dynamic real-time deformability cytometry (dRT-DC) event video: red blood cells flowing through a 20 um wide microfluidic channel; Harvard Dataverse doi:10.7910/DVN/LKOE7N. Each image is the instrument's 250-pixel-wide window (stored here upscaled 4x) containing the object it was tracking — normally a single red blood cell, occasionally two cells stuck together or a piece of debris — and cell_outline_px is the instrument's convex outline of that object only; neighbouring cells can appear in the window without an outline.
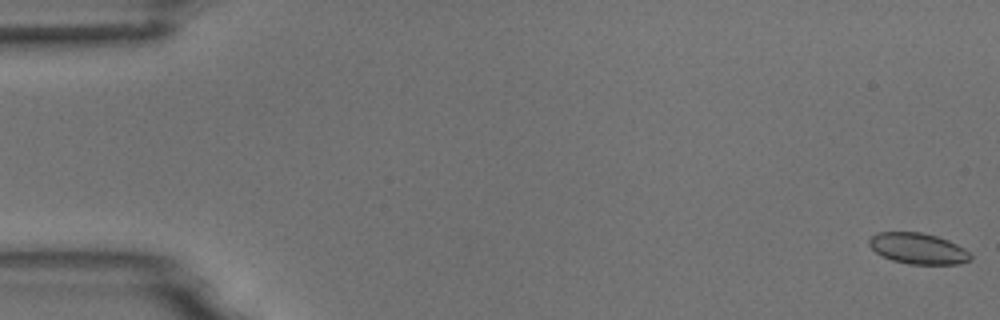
{"species": "common noctule bat (a hibernating species)", "species_latin": "Nyctalus noctula", "temperature_condition": "room temperature", "stored_images_in_passage": 38, "camera_frame_rate_fps": 3000, "um_per_image_px": 0.085, "animal": {"sex": "male", "body_mass_g": 18.8}, "frame": {"image": 1, "passage_image": 1, "time_ms": 0.0, "image_size_px": [1000, 320], "cell_outline_px": [[972, 260], [960, 264], [908, 264], [892, 260], [880, 256], [868, 244], [868, 240], [876, 232], [920, 232], [936, 236], [948, 240], [964, 248], [972, 256]], "centroid_in_image_um": [78.02, 21.13], "position_along_channel_um": 7.0, "area_um2": 18.38}}
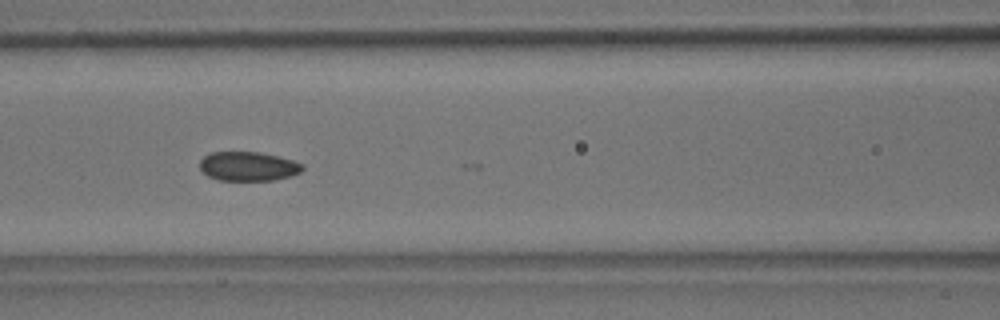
{"frame": {"image": 2, "passage_image": 24, "time_ms": 7.667, "image_size_px": [1000, 320], "cell_outline_px": [[304, 168], [300, 172], [292, 176], [272, 180], [220, 180], [208, 176], [200, 168], [200, 160], [208, 152], [260, 152], [292, 160], [304, 164]], "centroid_in_image_um": [21.1, 14.13], "position_along_channel_um": 145.5, "area_um2": 17.46}}
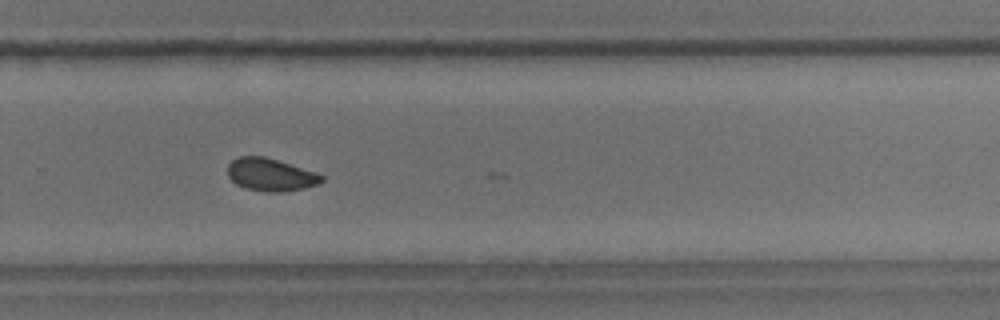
{"frame": {"image": 3, "passage_image": 37, "time_ms": 12.0, "image_size_px": [1000, 320], "cell_outline_px": [[324, 180], [320, 184], [304, 188], [284, 192], [268, 192], [244, 188], [236, 184], [228, 176], [228, 164], [232, 160], [240, 156], [264, 156], [316, 172], [324, 176]], "centroid_in_image_um": [23.01, 14.86], "position_along_channel_um": 306.8, "area_um2": 17.98}}